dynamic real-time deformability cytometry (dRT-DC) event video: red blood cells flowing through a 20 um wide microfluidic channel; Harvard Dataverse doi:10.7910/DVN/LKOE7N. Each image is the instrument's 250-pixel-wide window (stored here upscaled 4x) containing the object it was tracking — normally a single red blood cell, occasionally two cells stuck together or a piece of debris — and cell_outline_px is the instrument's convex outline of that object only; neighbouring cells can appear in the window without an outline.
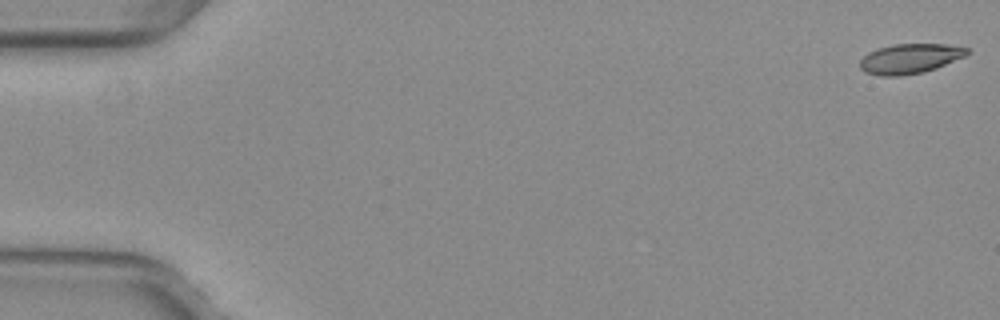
{"species": "common noctule bat (a hibernating species)", "species_latin": "Nyctalus noctula", "temperature_condition": "warm", "stored_images_in_passage": 52, "camera_frame_rate_fps": 3000, "um_per_image_px": 0.085, "animal": {"sex": "female", "body_mass_g": 29.2, "forearm_length_mm": 56.3}, "frame": {"image": 1, "passage_image": 1, "time_ms": 0.0, "image_size_px": [1000, 320], "cell_outline_px": [[968, 52], [964, 56], [936, 68], [924, 72], [900, 76], [880, 76], [864, 72], [860, 68], [860, 60], [868, 52], [892, 44], [948, 44], [968, 48]], "centroid_in_image_um": [77.31, 4.99], "position_along_channel_um": 7.7, "area_um2": 18.55}}
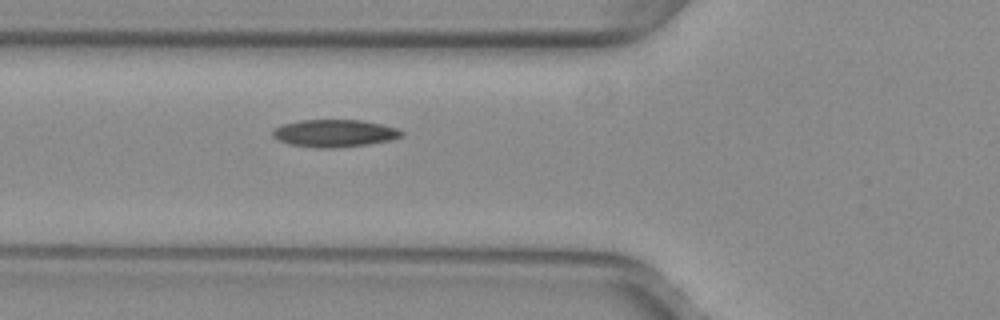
{"frame": {"image": 2, "passage_image": 20, "time_ms": 6.333, "image_size_px": [1000, 320], "cell_outline_px": [[404, 136], [392, 140], [368, 144], [332, 148], [316, 148], [288, 144], [272, 136], [272, 128], [280, 124], [300, 120], [364, 120], [396, 128], [404, 132]], "centroid_in_image_um": [28.41, 11.32], "position_along_channel_um": 97.4, "area_um2": 20.81}}
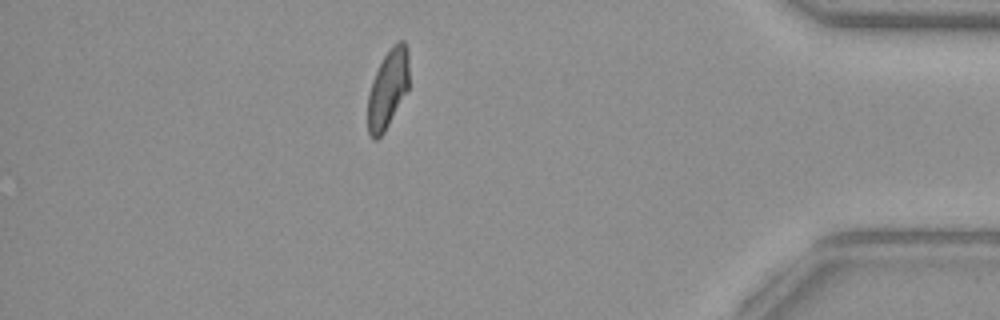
{"frame": {"image": 3, "passage_image": 46, "time_ms": 15.0, "image_size_px": [1000, 320], "cell_outline_px": [[408, 88], [384, 132], [376, 140], [372, 140], [368, 132], [368, 92], [372, 80], [384, 56], [392, 44], [400, 40], [404, 40], [408, 48]], "centroid_in_image_um": [32.96, 7.53], "position_along_channel_um": 402.2, "area_um2": 18.79}, "authors_computed_cell_mechanics": {"area_um2": 19.7387, "velocity_mm_per_s": 4.0018, "shape_relaxation_time_tau1_ms": null, "shape_relaxation_time_tau2_ms": 2.7097, "deformation_change_tau1": null, "deformation_change_tau2": 0.0831}}